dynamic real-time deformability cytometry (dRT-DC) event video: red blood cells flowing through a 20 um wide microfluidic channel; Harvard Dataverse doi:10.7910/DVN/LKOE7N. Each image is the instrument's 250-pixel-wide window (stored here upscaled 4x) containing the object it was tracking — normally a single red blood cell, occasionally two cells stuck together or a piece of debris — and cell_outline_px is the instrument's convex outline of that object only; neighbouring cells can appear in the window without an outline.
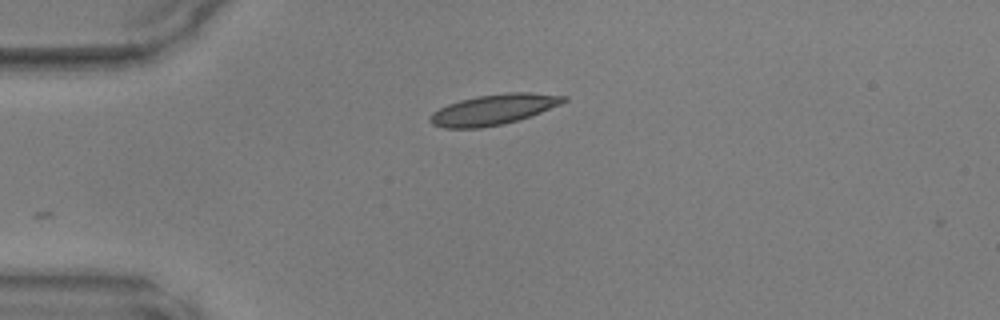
{"species": "common noctule bat (a hibernating species)", "species_latin": "Nyctalus noctula", "temperature_condition": "warm", "stored_images_in_passage": 21, "camera_frame_rate_fps": 3000, "um_per_image_px": 0.085, "animal": {"sex": "male", "body_mass_g": 17.9, "forearm_length_mm": 54.2}, "frame": {"image": 1, "passage_image": 1, "time_ms": 0.0, "image_size_px": [1000, 320], "cell_outline_px": [[568, 100], [560, 104], [532, 116], [504, 124], [480, 128], [444, 128], [432, 124], [428, 120], [428, 116], [432, 112], [448, 104], [460, 100], [476, 96], [508, 92], [532, 92], [568, 96]], "centroid_in_image_um": [41.95, 9.31], "position_along_channel_um": 43.0, "area_um2": 23.93}}
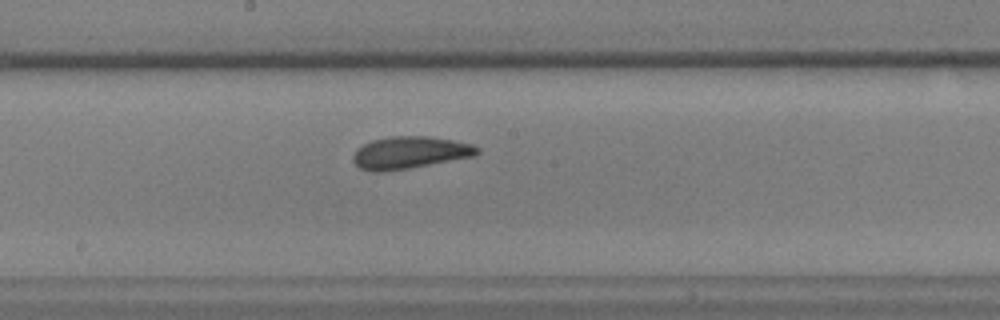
{"frame": {"image": 2, "passage_image": 15, "time_ms": 4.667, "image_size_px": [1000, 320], "cell_outline_px": [[480, 152], [472, 156], [408, 168], [384, 172], [372, 172], [360, 168], [352, 160], [352, 156], [356, 148], [372, 140], [392, 136], [428, 136], [452, 140], [472, 144], [480, 148]], "centroid_in_image_um": [34.78, 12.97], "position_along_channel_um": 213.4, "area_um2": 23.18}}
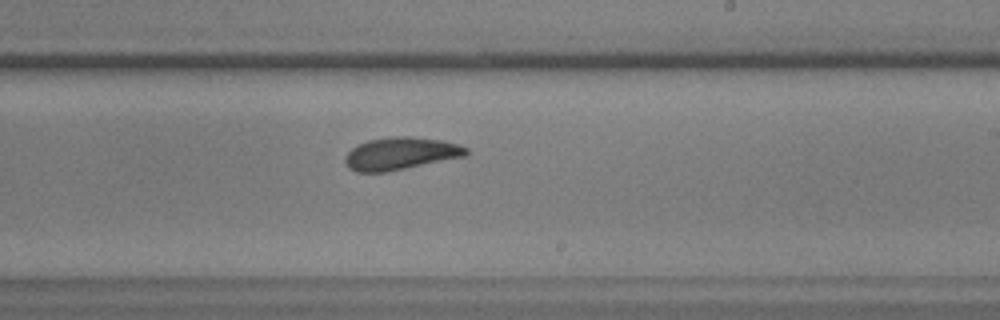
{"frame": {"image": 3, "passage_image": 18, "time_ms": 5.667, "image_size_px": [1000, 320], "cell_outline_px": [[468, 152], [464, 156], [388, 172], [356, 172], [348, 168], [344, 160], [344, 156], [352, 148], [368, 140], [396, 136], [408, 136], [444, 140], [468, 148]], "centroid_in_image_um": [34.02, 13.06], "position_along_channel_um": 255.0, "area_um2": 22.83}}